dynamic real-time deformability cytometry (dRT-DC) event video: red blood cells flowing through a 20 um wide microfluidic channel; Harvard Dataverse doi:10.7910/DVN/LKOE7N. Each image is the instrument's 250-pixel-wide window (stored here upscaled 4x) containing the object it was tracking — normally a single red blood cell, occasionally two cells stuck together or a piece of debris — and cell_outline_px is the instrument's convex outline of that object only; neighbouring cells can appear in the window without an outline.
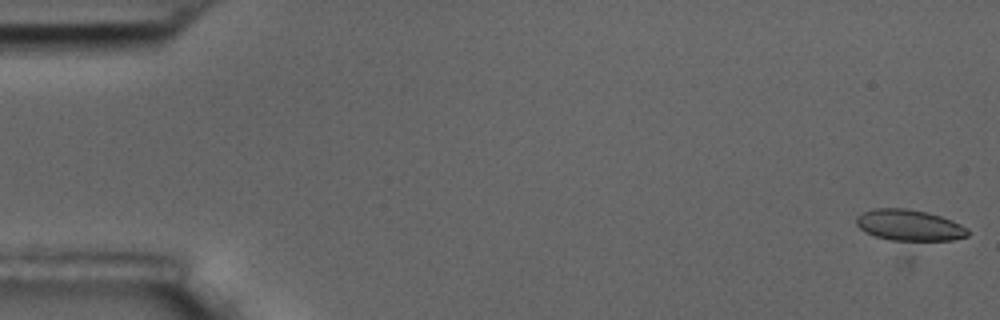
{"species": "common noctule bat (a hibernating species)", "species_latin": "Nyctalus noctula", "temperature_condition": "room temperature", "stored_images_in_passage": 5, "camera_frame_rate_fps": 3000, "um_per_image_px": 0.085, "animal": {"sex": "male", "body_mass_g": 17.5, "forearm_length_mm": 52.3}, "frame": {"image": 1, "passage_image": 1, "time_ms": 0.0, "image_size_px": [1000, 320], "cell_outline_px": [[968, 236], [952, 240], [912, 244], [904, 244], [876, 236], [864, 232], [856, 224], [856, 216], [864, 212], [876, 208], [904, 208], [928, 212], [952, 220], [968, 228]], "centroid_in_image_um": [77.31, 19.2], "position_along_channel_um": 7.7, "area_um2": 21.15}}